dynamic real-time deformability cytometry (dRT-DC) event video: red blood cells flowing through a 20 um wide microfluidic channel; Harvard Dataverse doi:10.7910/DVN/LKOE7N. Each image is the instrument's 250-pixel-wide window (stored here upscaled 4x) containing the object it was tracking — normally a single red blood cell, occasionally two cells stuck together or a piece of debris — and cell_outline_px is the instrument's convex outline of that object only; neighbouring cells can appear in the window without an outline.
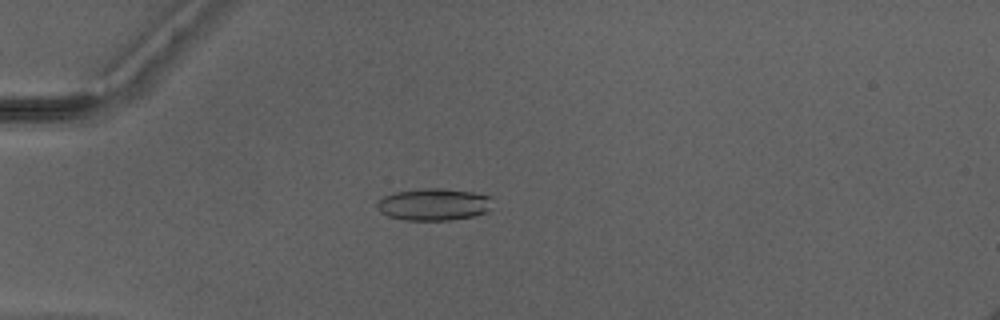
{"species": "Egyptian fruit bat (a non-hibernating species)", "species_latin": "Rousettus aegyptiacus", "temperature_condition": "warm", "stored_images_in_passage": 50, "camera_frame_rate_fps": 3000, "um_per_image_px": 0.085, "animal": {"sex": "male"}, "frame": {"image": 1, "passage_image": 15, "time_ms": 4.667, "image_size_px": [1000, 320], "cell_outline_px": [[492, 208], [484, 212], [472, 216], [452, 220], [404, 220], [388, 216], [380, 212], [376, 208], [376, 200], [392, 192], [428, 188], [440, 188], [472, 192], [492, 196]], "centroid_in_image_um": [36.84, 17.37], "position_along_channel_um": 48.2, "area_um2": 21.79}}
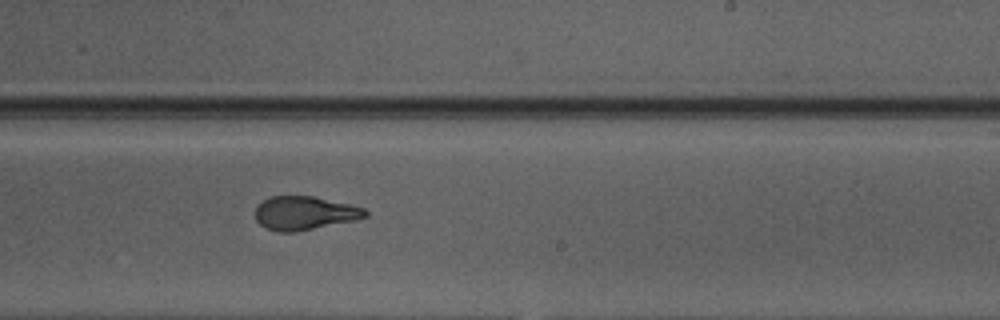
{"frame": {"image": 2, "passage_image": 32, "time_ms": 10.333, "image_size_px": [1000, 320], "cell_outline_px": [[368, 216], [356, 220], [292, 232], [280, 232], [264, 228], [256, 220], [256, 204], [268, 196], [312, 196], [352, 204], [364, 208], [368, 212]], "centroid_in_image_um": [25.87, 18.1], "position_along_channel_um": 263.1, "area_um2": 21.68}}
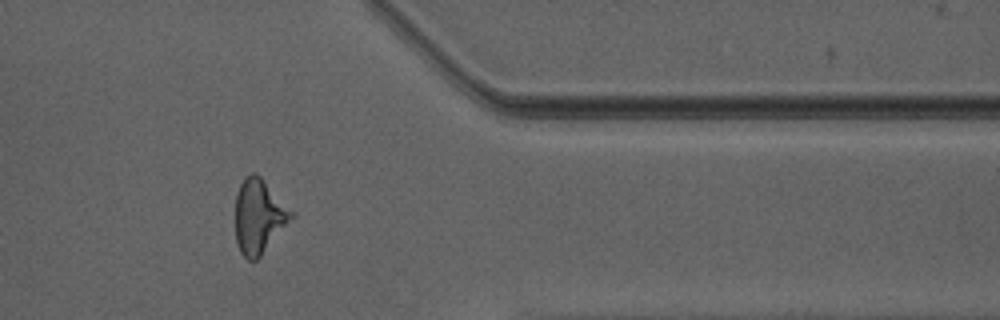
{"frame": {"image": 3, "passage_image": 42, "time_ms": 13.667, "image_size_px": [1000, 320], "cell_outline_px": [[296, 216], [260, 256], [256, 260], [248, 260], [240, 252], [236, 240], [236, 196], [240, 184], [244, 176], [252, 172], [256, 172], [296, 212]], "centroid_in_image_um": [22.05, 18.36], "position_along_channel_um": 389.4, "area_um2": 24.57}, "authors_computed_cell_mechanics": {"area_um2": 23.0622, "velocity_mm_per_s": 4.2037, "shape_relaxation_time_tau1_ms": 2.5847, "shape_relaxation_time_tau2_ms": 3.1534, "deformation_change_tau1": 0.1376, "deformation_change_tau2": 0.1016}}